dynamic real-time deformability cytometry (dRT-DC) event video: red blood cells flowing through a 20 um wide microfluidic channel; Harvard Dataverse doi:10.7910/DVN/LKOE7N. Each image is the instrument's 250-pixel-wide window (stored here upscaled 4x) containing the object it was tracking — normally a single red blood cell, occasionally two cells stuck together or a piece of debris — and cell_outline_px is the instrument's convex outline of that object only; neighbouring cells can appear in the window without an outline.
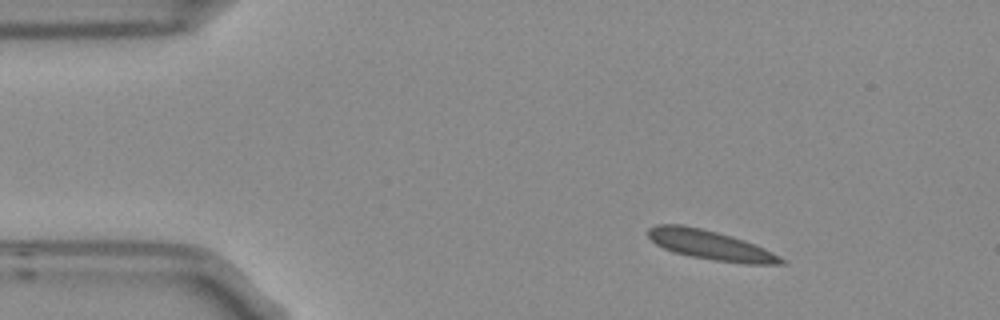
{"species": "Egyptian fruit bat (a non-hibernating species)", "species_latin": "Rousettus aegyptiacus", "temperature_condition": "room temperature", "stored_images_in_passage": 3, "camera_frame_rate_fps": 3000, "um_per_image_px": 0.085, "frame": {"image": 1, "passage_image": 1, "time_ms": 0.0, "image_size_px": [1000, 320], "cell_outline_px": [[788, 260], [784, 264], [744, 264], [716, 260], [692, 256], [676, 252], [664, 248], [656, 244], [648, 236], [648, 228], [656, 224], [680, 224], [700, 228], [732, 236], [756, 244]], "centroid_in_image_um": [60.43, 20.83], "position_along_channel_um": 24.6, "area_um2": 22.66}}